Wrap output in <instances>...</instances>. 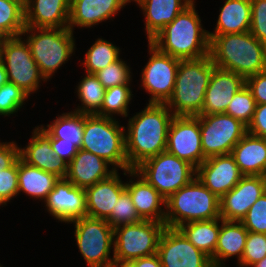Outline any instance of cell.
I'll return each instance as SVG.
<instances>
[{
	"instance_id": "cb8c5ba5",
	"label": "cell",
	"mask_w": 266,
	"mask_h": 267,
	"mask_svg": "<svg viewBox=\"0 0 266 267\" xmlns=\"http://www.w3.org/2000/svg\"><path fill=\"white\" fill-rule=\"evenodd\" d=\"M71 0H24L25 26L67 28Z\"/></svg>"
},
{
	"instance_id": "74e56055",
	"label": "cell",
	"mask_w": 266,
	"mask_h": 267,
	"mask_svg": "<svg viewBox=\"0 0 266 267\" xmlns=\"http://www.w3.org/2000/svg\"><path fill=\"white\" fill-rule=\"evenodd\" d=\"M127 64L120 57L117 61L94 73V75L105 89L119 85H131L132 72L130 71V64Z\"/></svg>"
},
{
	"instance_id": "ba28073f",
	"label": "cell",
	"mask_w": 266,
	"mask_h": 267,
	"mask_svg": "<svg viewBox=\"0 0 266 267\" xmlns=\"http://www.w3.org/2000/svg\"><path fill=\"white\" fill-rule=\"evenodd\" d=\"M134 170L168 199L196 177V168L189 162L164 151L141 162Z\"/></svg>"
},
{
	"instance_id": "4fadbf2b",
	"label": "cell",
	"mask_w": 266,
	"mask_h": 267,
	"mask_svg": "<svg viewBox=\"0 0 266 267\" xmlns=\"http://www.w3.org/2000/svg\"><path fill=\"white\" fill-rule=\"evenodd\" d=\"M149 60L141 70V87L149 94L148 103L165 104L172 96L180 59L161 52L148 42Z\"/></svg>"
},
{
	"instance_id": "2e32d148",
	"label": "cell",
	"mask_w": 266,
	"mask_h": 267,
	"mask_svg": "<svg viewBox=\"0 0 266 267\" xmlns=\"http://www.w3.org/2000/svg\"><path fill=\"white\" fill-rule=\"evenodd\" d=\"M265 192V176H243L233 189L220 198V218L227 221H241L250 207Z\"/></svg>"
},
{
	"instance_id": "ee69618b",
	"label": "cell",
	"mask_w": 266,
	"mask_h": 267,
	"mask_svg": "<svg viewBox=\"0 0 266 267\" xmlns=\"http://www.w3.org/2000/svg\"><path fill=\"white\" fill-rule=\"evenodd\" d=\"M250 33L266 46V0H251Z\"/></svg>"
},
{
	"instance_id": "83f0119b",
	"label": "cell",
	"mask_w": 266,
	"mask_h": 267,
	"mask_svg": "<svg viewBox=\"0 0 266 267\" xmlns=\"http://www.w3.org/2000/svg\"><path fill=\"white\" fill-rule=\"evenodd\" d=\"M230 154L244 176L266 177V138L247 132Z\"/></svg>"
},
{
	"instance_id": "60d3db41",
	"label": "cell",
	"mask_w": 266,
	"mask_h": 267,
	"mask_svg": "<svg viewBox=\"0 0 266 267\" xmlns=\"http://www.w3.org/2000/svg\"><path fill=\"white\" fill-rule=\"evenodd\" d=\"M266 256V234L248 231L245 249L237 266L250 267Z\"/></svg>"
},
{
	"instance_id": "7c38bea8",
	"label": "cell",
	"mask_w": 266,
	"mask_h": 267,
	"mask_svg": "<svg viewBox=\"0 0 266 267\" xmlns=\"http://www.w3.org/2000/svg\"><path fill=\"white\" fill-rule=\"evenodd\" d=\"M198 116L205 158L230 154L233 147L247 133V126L228 114Z\"/></svg>"
},
{
	"instance_id": "681fc988",
	"label": "cell",
	"mask_w": 266,
	"mask_h": 267,
	"mask_svg": "<svg viewBox=\"0 0 266 267\" xmlns=\"http://www.w3.org/2000/svg\"><path fill=\"white\" fill-rule=\"evenodd\" d=\"M132 262L136 265V267H162L157 253L132 260Z\"/></svg>"
},
{
	"instance_id": "4dcf8cb0",
	"label": "cell",
	"mask_w": 266,
	"mask_h": 267,
	"mask_svg": "<svg viewBox=\"0 0 266 267\" xmlns=\"http://www.w3.org/2000/svg\"><path fill=\"white\" fill-rule=\"evenodd\" d=\"M221 218L192 221L180 225L177 229L198 249L211 257L217 245Z\"/></svg>"
},
{
	"instance_id": "836d02e7",
	"label": "cell",
	"mask_w": 266,
	"mask_h": 267,
	"mask_svg": "<svg viewBox=\"0 0 266 267\" xmlns=\"http://www.w3.org/2000/svg\"><path fill=\"white\" fill-rule=\"evenodd\" d=\"M24 0H0V37H18L25 29Z\"/></svg>"
},
{
	"instance_id": "6da1fadb",
	"label": "cell",
	"mask_w": 266,
	"mask_h": 267,
	"mask_svg": "<svg viewBox=\"0 0 266 267\" xmlns=\"http://www.w3.org/2000/svg\"><path fill=\"white\" fill-rule=\"evenodd\" d=\"M174 114L165 104L147 103L125 127L128 170L166 151L168 129Z\"/></svg>"
},
{
	"instance_id": "bcb514c9",
	"label": "cell",
	"mask_w": 266,
	"mask_h": 267,
	"mask_svg": "<svg viewBox=\"0 0 266 267\" xmlns=\"http://www.w3.org/2000/svg\"><path fill=\"white\" fill-rule=\"evenodd\" d=\"M50 143L55 155L63 160L65 163H69L79 150L75 144L61 138H52L50 136Z\"/></svg>"
},
{
	"instance_id": "7bdbcfd3",
	"label": "cell",
	"mask_w": 266,
	"mask_h": 267,
	"mask_svg": "<svg viewBox=\"0 0 266 267\" xmlns=\"http://www.w3.org/2000/svg\"><path fill=\"white\" fill-rule=\"evenodd\" d=\"M18 196V159L8 168L0 170V201L6 206Z\"/></svg>"
},
{
	"instance_id": "603a6c76",
	"label": "cell",
	"mask_w": 266,
	"mask_h": 267,
	"mask_svg": "<svg viewBox=\"0 0 266 267\" xmlns=\"http://www.w3.org/2000/svg\"><path fill=\"white\" fill-rule=\"evenodd\" d=\"M127 4L124 0H71L68 28H90L112 18ZM111 18V19H110Z\"/></svg>"
},
{
	"instance_id": "d590c367",
	"label": "cell",
	"mask_w": 266,
	"mask_h": 267,
	"mask_svg": "<svg viewBox=\"0 0 266 267\" xmlns=\"http://www.w3.org/2000/svg\"><path fill=\"white\" fill-rule=\"evenodd\" d=\"M131 85H119L107 88L103 98L101 110L97 115L115 118L129 117V105L132 103L133 95Z\"/></svg>"
},
{
	"instance_id": "db71d44e",
	"label": "cell",
	"mask_w": 266,
	"mask_h": 267,
	"mask_svg": "<svg viewBox=\"0 0 266 267\" xmlns=\"http://www.w3.org/2000/svg\"><path fill=\"white\" fill-rule=\"evenodd\" d=\"M126 2V4L131 3L132 1L135 3H138L140 0H124Z\"/></svg>"
},
{
	"instance_id": "e0dca14e",
	"label": "cell",
	"mask_w": 266,
	"mask_h": 267,
	"mask_svg": "<svg viewBox=\"0 0 266 267\" xmlns=\"http://www.w3.org/2000/svg\"><path fill=\"white\" fill-rule=\"evenodd\" d=\"M43 203L45 210L61 223L69 224L86 216L85 190L74 186L66 178H59Z\"/></svg>"
},
{
	"instance_id": "8fae6325",
	"label": "cell",
	"mask_w": 266,
	"mask_h": 267,
	"mask_svg": "<svg viewBox=\"0 0 266 267\" xmlns=\"http://www.w3.org/2000/svg\"><path fill=\"white\" fill-rule=\"evenodd\" d=\"M165 228V223L153 220H142L114 228V260L132 261L156 254Z\"/></svg>"
},
{
	"instance_id": "b9f144b4",
	"label": "cell",
	"mask_w": 266,
	"mask_h": 267,
	"mask_svg": "<svg viewBox=\"0 0 266 267\" xmlns=\"http://www.w3.org/2000/svg\"><path fill=\"white\" fill-rule=\"evenodd\" d=\"M241 222L250 232L266 234V192L250 207Z\"/></svg>"
},
{
	"instance_id": "3957f363",
	"label": "cell",
	"mask_w": 266,
	"mask_h": 267,
	"mask_svg": "<svg viewBox=\"0 0 266 267\" xmlns=\"http://www.w3.org/2000/svg\"><path fill=\"white\" fill-rule=\"evenodd\" d=\"M209 38V55L216 67L232 71L244 79L266 71V46L249 31L209 35Z\"/></svg>"
},
{
	"instance_id": "1f68e13d",
	"label": "cell",
	"mask_w": 266,
	"mask_h": 267,
	"mask_svg": "<svg viewBox=\"0 0 266 267\" xmlns=\"http://www.w3.org/2000/svg\"><path fill=\"white\" fill-rule=\"evenodd\" d=\"M84 114L74 111L57 115L55 120L41 127L52 137L69 140L80 149L83 137Z\"/></svg>"
},
{
	"instance_id": "9a60e30c",
	"label": "cell",
	"mask_w": 266,
	"mask_h": 267,
	"mask_svg": "<svg viewBox=\"0 0 266 267\" xmlns=\"http://www.w3.org/2000/svg\"><path fill=\"white\" fill-rule=\"evenodd\" d=\"M157 255L162 267H213L210 257L175 228L163 230Z\"/></svg>"
},
{
	"instance_id": "8992f818",
	"label": "cell",
	"mask_w": 266,
	"mask_h": 267,
	"mask_svg": "<svg viewBox=\"0 0 266 267\" xmlns=\"http://www.w3.org/2000/svg\"><path fill=\"white\" fill-rule=\"evenodd\" d=\"M219 200L195 177L166 199L165 226L177 229L188 222L220 218Z\"/></svg>"
},
{
	"instance_id": "277c9868",
	"label": "cell",
	"mask_w": 266,
	"mask_h": 267,
	"mask_svg": "<svg viewBox=\"0 0 266 267\" xmlns=\"http://www.w3.org/2000/svg\"><path fill=\"white\" fill-rule=\"evenodd\" d=\"M216 66L210 55L180 60L172 96L165 103L174 116H198Z\"/></svg>"
},
{
	"instance_id": "8d00e7d4",
	"label": "cell",
	"mask_w": 266,
	"mask_h": 267,
	"mask_svg": "<svg viewBox=\"0 0 266 267\" xmlns=\"http://www.w3.org/2000/svg\"><path fill=\"white\" fill-rule=\"evenodd\" d=\"M257 103L252 96L251 91L246 85H244L239 91L233 96L230 101L225 114H228L235 119L240 120L247 127L251 123Z\"/></svg>"
},
{
	"instance_id": "f1b7e54d",
	"label": "cell",
	"mask_w": 266,
	"mask_h": 267,
	"mask_svg": "<svg viewBox=\"0 0 266 267\" xmlns=\"http://www.w3.org/2000/svg\"><path fill=\"white\" fill-rule=\"evenodd\" d=\"M215 30L209 35L238 34L250 31L251 0H225L219 9Z\"/></svg>"
},
{
	"instance_id": "816d5d0a",
	"label": "cell",
	"mask_w": 266,
	"mask_h": 267,
	"mask_svg": "<svg viewBox=\"0 0 266 267\" xmlns=\"http://www.w3.org/2000/svg\"><path fill=\"white\" fill-rule=\"evenodd\" d=\"M111 267H136L132 261H114Z\"/></svg>"
},
{
	"instance_id": "f5cc1de1",
	"label": "cell",
	"mask_w": 266,
	"mask_h": 267,
	"mask_svg": "<svg viewBox=\"0 0 266 267\" xmlns=\"http://www.w3.org/2000/svg\"><path fill=\"white\" fill-rule=\"evenodd\" d=\"M250 267H266V256L257 263H254Z\"/></svg>"
},
{
	"instance_id": "ffe728a7",
	"label": "cell",
	"mask_w": 266,
	"mask_h": 267,
	"mask_svg": "<svg viewBox=\"0 0 266 267\" xmlns=\"http://www.w3.org/2000/svg\"><path fill=\"white\" fill-rule=\"evenodd\" d=\"M245 85V79L232 72L215 67L205 92L199 115L225 113L233 96Z\"/></svg>"
},
{
	"instance_id": "f546056e",
	"label": "cell",
	"mask_w": 266,
	"mask_h": 267,
	"mask_svg": "<svg viewBox=\"0 0 266 267\" xmlns=\"http://www.w3.org/2000/svg\"><path fill=\"white\" fill-rule=\"evenodd\" d=\"M59 180L55 174L45 172L18 158V196L25 193L36 200L45 201Z\"/></svg>"
},
{
	"instance_id": "f6af8a7d",
	"label": "cell",
	"mask_w": 266,
	"mask_h": 267,
	"mask_svg": "<svg viewBox=\"0 0 266 267\" xmlns=\"http://www.w3.org/2000/svg\"><path fill=\"white\" fill-rule=\"evenodd\" d=\"M245 85L251 91L257 104H266V71L246 78Z\"/></svg>"
},
{
	"instance_id": "30bf717a",
	"label": "cell",
	"mask_w": 266,
	"mask_h": 267,
	"mask_svg": "<svg viewBox=\"0 0 266 267\" xmlns=\"http://www.w3.org/2000/svg\"><path fill=\"white\" fill-rule=\"evenodd\" d=\"M0 61L5 66L8 81L29 96L39 90L42 81L47 82L32 57L29 44L22 36L1 38Z\"/></svg>"
},
{
	"instance_id": "484cf974",
	"label": "cell",
	"mask_w": 266,
	"mask_h": 267,
	"mask_svg": "<svg viewBox=\"0 0 266 267\" xmlns=\"http://www.w3.org/2000/svg\"><path fill=\"white\" fill-rule=\"evenodd\" d=\"M194 0H140L136 5L141 8L145 18V34L150 42L167 24Z\"/></svg>"
},
{
	"instance_id": "c3c4849f",
	"label": "cell",
	"mask_w": 266,
	"mask_h": 267,
	"mask_svg": "<svg viewBox=\"0 0 266 267\" xmlns=\"http://www.w3.org/2000/svg\"><path fill=\"white\" fill-rule=\"evenodd\" d=\"M19 145L16 141H0V170L10 167L19 158Z\"/></svg>"
},
{
	"instance_id": "11a10c76",
	"label": "cell",
	"mask_w": 266,
	"mask_h": 267,
	"mask_svg": "<svg viewBox=\"0 0 266 267\" xmlns=\"http://www.w3.org/2000/svg\"><path fill=\"white\" fill-rule=\"evenodd\" d=\"M0 206H2V207H3V206H5V205H4V204H3V203L0 201Z\"/></svg>"
},
{
	"instance_id": "f907efd6",
	"label": "cell",
	"mask_w": 266,
	"mask_h": 267,
	"mask_svg": "<svg viewBox=\"0 0 266 267\" xmlns=\"http://www.w3.org/2000/svg\"><path fill=\"white\" fill-rule=\"evenodd\" d=\"M8 81L4 64L0 61V87Z\"/></svg>"
},
{
	"instance_id": "52a82bcc",
	"label": "cell",
	"mask_w": 266,
	"mask_h": 267,
	"mask_svg": "<svg viewBox=\"0 0 266 267\" xmlns=\"http://www.w3.org/2000/svg\"><path fill=\"white\" fill-rule=\"evenodd\" d=\"M29 44L31 54L47 81L74 55L73 32L67 28L25 27L21 36ZM26 35V36H25ZM28 35V36H27Z\"/></svg>"
},
{
	"instance_id": "5bb4252c",
	"label": "cell",
	"mask_w": 266,
	"mask_h": 267,
	"mask_svg": "<svg viewBox=\"0 0 266 267\" xmlns=\"http://www.w3.org/2000/svg\"><path fill=\"white\" fill-rule=\"evenodd\" d=\"M166 151L197 168L204 160L199 116H174L167 137Z\"/></svg>"
},
{
	"instance_id": "7dc6e473",
	"label": "cell",
	"mask_w": 266,
	"mask_h": 267,
	"mask_svg": "<svg viewBox=\"0 0 266 267\" xmlns=\"http://www.w3.org/2000/svg\"><path fill=\"white\" fill-rule=\"evenodd\" d=\"M247 132L266 138V104H257L253 119L247 127Z\"/></svg>"
},
{
	"instance_id": "5b68a950",
	"label": "cell",
	"mask_w": 266,
	"mask_h": 267,
	"mask_svg": "<svg viewBox=\"0 0 266 267\" xmlns=\"http://www.w3.org/2000/svg\"><path fill=\"white\" fill-rule=\"evenodd\" d=\"M125 126L116 118L84 114L81 148L106 160L116 170H128Z\"/></svg>"
},
{
	"instance_id": "d4e9b609",
	"label": "cell",
	"mask_w": 266,
	"mask_h": 267,
	"mask_svg": "<svg viewBox=\"0 0 266 267\" xmlns=\"http://www.w3.org/2000/svg\"><path fill=\"white\" fill-rule=\"evenodd\" d=\"M119 174L117 170L110 177L85 189L86 216L106 220L111 215L119 196L126 190Z\"/></svg>"
},
{
	"instance_id": "d6a6232c",
	"label": "cell",
	"mask_w": 266,
	"mask_h": 267,
	"mask_svg": "<svg viewBox=\"0 0 266 267\" xmlns=\"http://www.w3.org/2000/svg\"><path fill=\"white\" fill-rule=\"evenodd\" d=\"M85 74L75 90L81 105L78 104L73 111L82 114H97L101 110L106 89L94 74Z\"/></svg>"
},
{
	"instance_id": "d6986e66",
	"label": "cell",
	"mask_w": 266,
	"mask_h": 267,
	"mask_svg": "<svg viewBox=\"0 0 266 267\" xmlns=\"http://www.w3.org/2000/svg\"><path fill=\"white\" fill-rule=\"evenodd\" d=\"M129 177L125 182L126 190L131 195L134 207L143 220L165 223L166 199L134 169L123 170Z\"/></svg>"
},
{
	"instance_id": "e575fe53",
	"label": "cell",
	"mask_w": 266,
	"mask_h": 267,
	"mask_svg": "<svg viewBox=\"0 0 266 267\" xmlns=\"http://www.w3.org/2000/svg\"><path fill=\"white\" fill-rule=\"evenodd\" d=\"M120 47L105 40L97 38L85 53L82 65L85 72L94 74L120 58Z\"/></svg>"
},
{
	"instance_id": "ab89813d",
	"label": "cell",
	"mask_w": 266,
	"mask_h": 267,
	"mask_svg": "<svg viewBox=\"0 0 266 267\" xmlns=\"http://www.w3.org/2000/svg\"><path fill=\"white\" fill-rule=\"evenodd\" d=\"M27 99H29L27 93L14 83L7 81L0 87V116L10 117L16 114Z\"/></svg>"
},
{
	"instance_id": "7a4b0ae2",
	"label": "cell",
	"mask_w": 266,
	"mask_h": 267,
	"mask_svg": "<svg viewBox=\"0 0 266 267\" xmlns=\"http://www.w3.org/2000/svg\"><path fill=\"white\" fill-rule=\"evenodd\" d=\"M195 0L150 42L161 52L180 60L209 55V31L203 28Z\"/></svg>"
},
{
	"instance_id": "9c48e42d",
	"label": "cell",
	"mask_w": 266,
	"mask_h": 267,
	"mask_svg": "<svg viewBox=\"0 0 266 267\" xmlns=\"http://www.w3.org/2000/svg\"><path fill=\"white\" fill-rule=\"evenodd\" d=\"M74 226L78 250L89 267H111L114 228L104 219L83 216L69 222Z\"/></svg>"
},
{
	"instance_id": "ac0fdd59",
	"label": "cell",
	"mask_w": 266,
	"mask_h": 267,
	"mask_svg": "<svg viewBox=\"0 0 266 267\" xmlns=\"http://www.w3.org/2000/svg\"><path fill=\"white\" fill-rule=\"evenodd\" d=\"M243 176L231 154L206 158L196 168V177L218 198L233 189Z\"/></svg>"
},
{
	"instance_id": "44dd1931",
	"label": "cell",
	"mask_w": 266,
	"mask_h": 267,
	"mask_svg": "<svg viewBox=\"0 0 266 267\" xmlns=\"http://www.w3.org/2000/svg\"><path fill=\"white\" fill-rule=\"evenodd\" d=\"M30 137L28 145L24 148L19 146V157L29 165L55 174L59 178H65L68 164L59 159L53 152L50 135L41 125H37Z\"/></svg>"
},
{
	"instance_id": "7402d4cb",
	"label": "cell",
	"mask_w": 266,
	"mask_h": 267,
	"mask_svg": "<svg viewBox=\"0 0 266 267\" xmlns=\"http://www.w3.org/2000/svg\"><path fill=\"white\" fill-rule=\"evenodd\" d=\"M112 167V168H111ZM117 170L97 155L79 149L67 165L66 179L74 186L86 189L114 174Z\"/></svg>"
},
{
	"instance_id": "4316f807",
	"label": "cell",
	"mask_w": 266,
	"mask_h": 267,
	"mask_svg": "<svg viewBox=\"0 0 266 267\" xmlns=\"http://www.w3.org/2000/svg\"><path fill=\"white\" fill-rule=\"evenodd\" d=\"M248 230L241 221H227L221 218L216 250L210 257L213 267H226V260L237 258L241 261L245 249Z\"/></svg>"
},
{
	"instance_id": "f35d334b",
	"label": "cell",
	"mask_w": 266,
	"mask_h": 267,
	"mask_svg": "<svg viewBox=\"0 0 266 267\" xmlns=\"http://www.w3.org/2000/svg\"><path fill=\"white\" fill-rule=\"evenodd\" d=\"M143 219L137 213L131 195L125 190L118 198L115 208L106 221L113 227L117 228L122 225L139 223Z\"/></svg>"
}]
</instances>
